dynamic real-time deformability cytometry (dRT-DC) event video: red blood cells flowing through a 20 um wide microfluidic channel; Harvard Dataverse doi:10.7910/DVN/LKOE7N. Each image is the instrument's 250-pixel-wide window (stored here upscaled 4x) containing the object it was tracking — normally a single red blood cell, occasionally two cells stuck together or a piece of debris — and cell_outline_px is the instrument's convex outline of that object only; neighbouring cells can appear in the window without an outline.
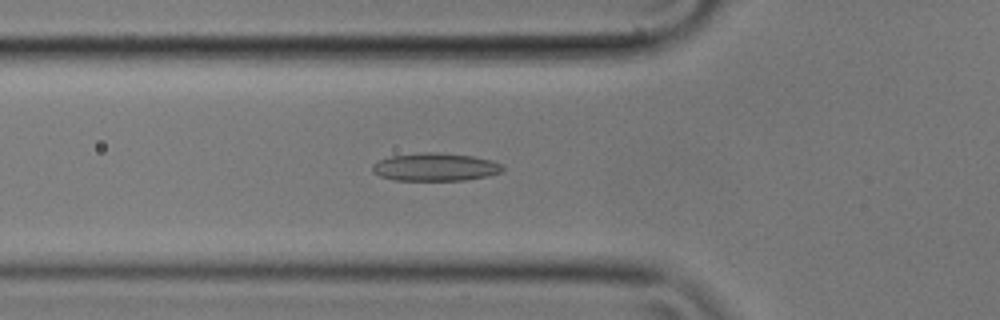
{"species": "common noctule bat (a hibernating species)", "species_latin": "Nyctalus noctula", "temperature_condition": "cold", "stored_images_in_passage": 48, "camera_frame_rate_fps": 3000, "um_per_image_px": 0.085, "animal": {"sex": "male", "body_mass_g": 17.9}, "frame": {"image": 1, "passage_image": 18, "time_ms": 5.667, "image_size_px": [1000, 320], "cell_outline_px": [[504, 172], [488, 176], [464, 180], [392, 180], [380, 176], [372, 172], [372, 164], [380, 160], [392, 156], [424, 152], [436, 152], [472, 156], [492, 160], [504, 164]], "centroid_in_image_um": [37.04, 14.2], "position_along_channel_um": 88.8, "area_um2": 21.33}}
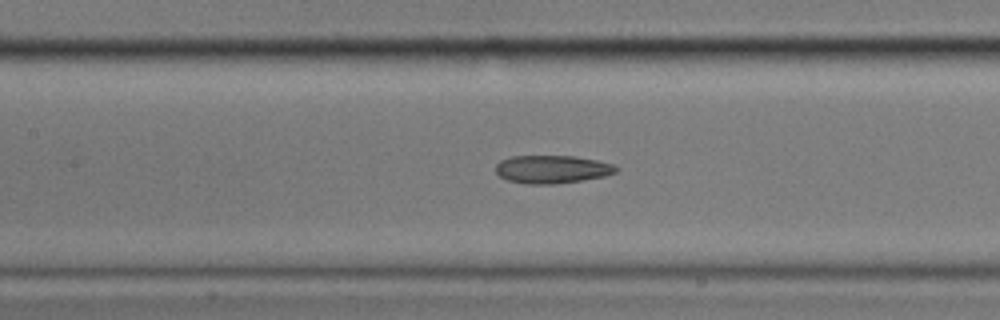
{"frame": {"image": 2, "passage_image": 24, "time_ms": 7.667, "image_size_px": [1000, 320], "cell_outline_px": [[620, 168], [616, 172], [604, 176], [556, 184], [528, 184], [508, 180], [500, 176], [496, 172], [496, 164], [500, 160], [512, 156], [576, 156], [596, 160], [612, 164]], "centroid_in_image_um": [46.92, 14.38], "position_along_channel_um": 160.5, "area_um2": 19.59}}
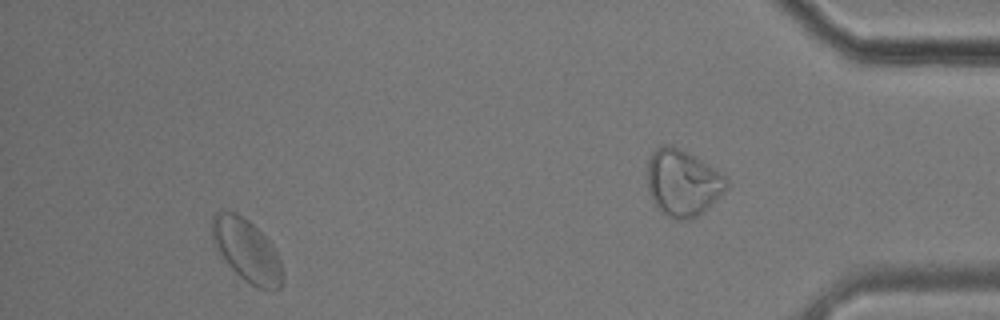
{"frame": {"image": 3, "passage_image": 43, "time_ms": 14.0, "image_size_px": [1000, 320], "cell_outline_px": [[284, 276], [280, 288], [260, 288], [252, 284], [240, 276], [232, 268], [212, 244], [212, 216], [216, 212], [236, 212], [248, 220], [272, 244], [280, 260]], "centroid_in_image_um": [20.96, 21.27], "position_along_channel_um": 414.2, "area_um2": 25.2}, "authors_computed_cell_mechanics": {"area_um2": 20.3167, "velocity_mm_per_s": 3.5282, "shape_relaxation_time_tau1_ms": null, "shape_relaxation_time_tau2_ms": 3.4835, "deformation_change_tau1": null, "deformation_change_tau2": 0.107}}